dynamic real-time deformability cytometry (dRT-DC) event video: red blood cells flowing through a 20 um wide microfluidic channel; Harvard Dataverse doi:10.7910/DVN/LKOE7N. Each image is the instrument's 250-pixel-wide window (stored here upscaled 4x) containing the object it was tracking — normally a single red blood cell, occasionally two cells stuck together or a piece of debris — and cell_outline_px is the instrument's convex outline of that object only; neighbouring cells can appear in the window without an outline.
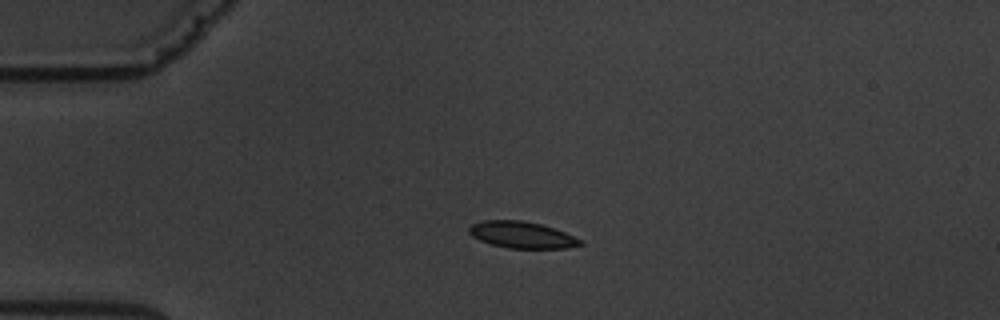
{"species": "common noctule bat (a hibernating species)", "species_latin": "Nyctalus noctula", "temperature_condition": "warm", "stored_images_in_passage": 6, "camera_frame_rate_fps": 3000, "um_per_image_px": 0.085, "animal": {"sex": "male", "body_mass_g": 19.5, "forearm_length_mm": 54.6}, "frame": {"image": 1, "passage_image": 4, "time_ms": 3.333, "image_size_px": [1000, 320], "cell_outline_px": [[584, 244], [568, 248], [508, 248], [492, 244], [480, 240], [472, 236], [468, 232], [468, 228], [472, 224], [484, 220], [520, 220], [540, 224], [564, 232], [584, 240]], "centroid_in_image_um": [44.37, 19.96], "position_along_channel_um": 40.6, "area_um2": 17.17}}